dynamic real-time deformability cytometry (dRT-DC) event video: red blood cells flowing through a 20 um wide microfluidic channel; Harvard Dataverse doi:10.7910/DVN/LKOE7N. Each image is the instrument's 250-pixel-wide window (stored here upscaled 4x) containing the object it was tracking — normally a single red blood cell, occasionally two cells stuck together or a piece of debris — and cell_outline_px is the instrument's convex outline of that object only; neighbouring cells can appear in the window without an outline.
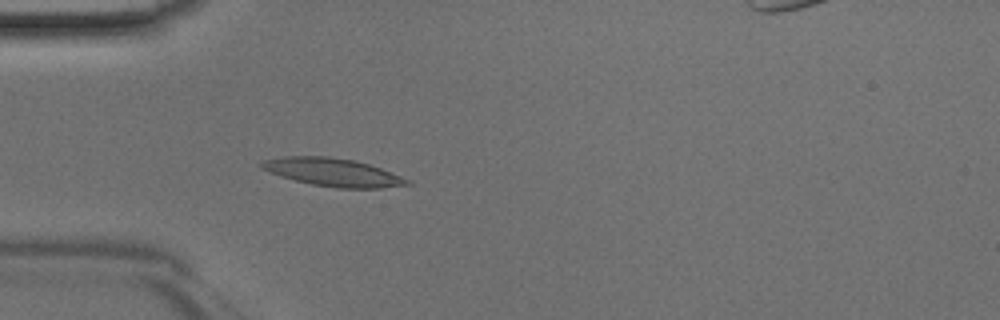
{"species": "Egyptian fruit bat (a non-hibernating species)", "species_latin": "Rousettus aegyptiacus", "temperature_condition": "room temperature", "stored_images_in_passage": 48, "segment_of_instrument_passage": [1, 2], "camera_frame_rate_fps": 3000, "um_per_image_px": 0.085, "animal": {"sex": "male"}, "frame": {"image": 1, "passage_image": 14, "time_ms": 4.333, "image_size_px": [1000, 320], "cell_outline_px": [[412, 184], [380, 188], [336, 188], [312, 184], [280, 176], [268, 172], [260, 168], [260, 164], [264, 160], [284, 156], [328, 156], [352, 160], [368, 164], [380, 168], [412, 180]], "centroid_in_image_um": [28.3, 14.64], "position_along_channel_um": 56.7, "area_um2": 23.7}}
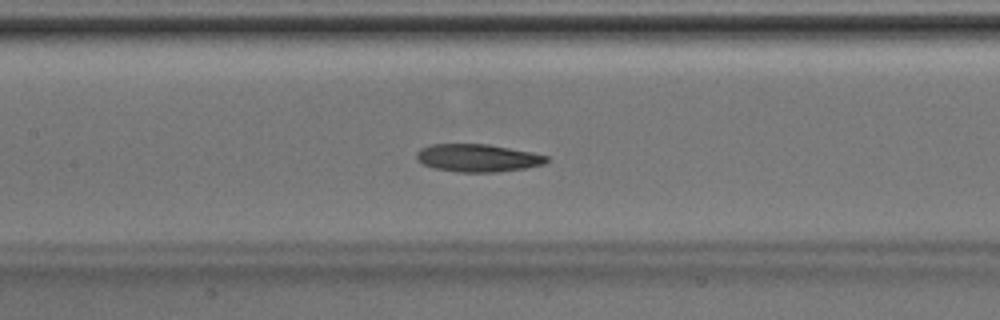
{"frame": {"image": 2, "passage_image": 22, "time_ms": 7.0, "image_size_px": [1000, 320], "cell_outline_px": [[548, 160], [544, 164], [524, 168], [496, 172], [456, 172], [432, 168], [416, 160], [416, 152], [420, 148], [432, 144], [488, 144], [532, 152], [548, 156]], "centroid_in_image_um": [40.57, 13.42], "position_along_channel_um": 166.8, "area_um2": 21.1}}
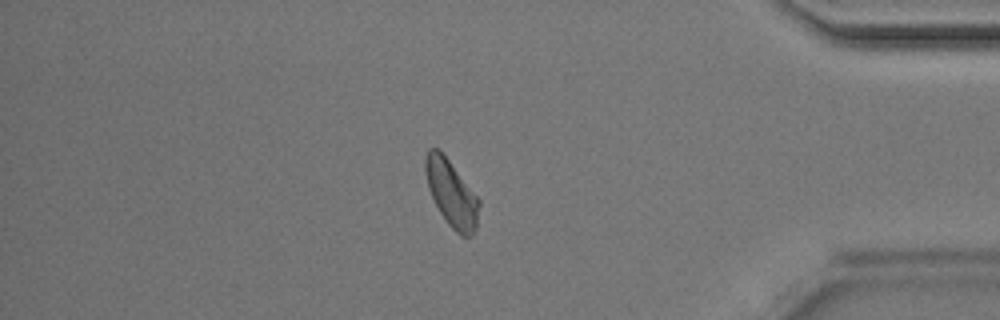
{"frame": {"image": 3, "passage_image": 40, "time_ms": 13.0, "image_size_px": [1000, 320], "cell_outline_px": [[480, 204], [476, 228], [472, 236], [460, 236], [448, 224], [440, 212], [428, 188], [424, 172], [424, 156], [428, 148], [440, 148], [480, 200]], "centroid_in_image_um": [38.36, 16.4], "position_along_channel_um": 396.8, "area_um2": 20.98}}